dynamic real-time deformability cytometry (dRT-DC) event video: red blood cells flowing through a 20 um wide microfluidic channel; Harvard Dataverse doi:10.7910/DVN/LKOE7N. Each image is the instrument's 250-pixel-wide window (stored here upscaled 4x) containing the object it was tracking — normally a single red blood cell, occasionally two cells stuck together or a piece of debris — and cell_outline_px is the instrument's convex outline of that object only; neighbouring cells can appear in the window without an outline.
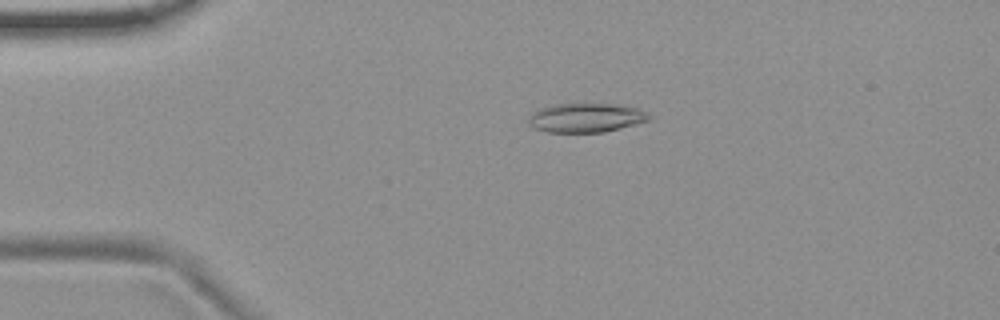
{"species": "common noctule bat (a hibernating species)", "species_latin": "Nyctalus noctula", "temperature_condition": "room temperature", "stored_images_in_passage": 4, "camera_frame_rate_fps": 3000, "um_per_image_px": 0.085, "animal": {"sex": "female", "body_mass_g": 19.9}, "frame": {"image": 1, "passage_image": 3, "time_ms": 2.333, "image_size_px": [1000, 320], "cell_outline_px": [[652, 120], [604, 132], [548, 132], [536, 128], [528, 124], [528, 120], [532, 112], [540, 108], [552, 104], [612, 104], [636, 108], [648, 112], [652, 116]], "centroid_in_image_um": [49.83, 10.01], "position_along_channel_um": 35.2, "area_um2": 20.46}}